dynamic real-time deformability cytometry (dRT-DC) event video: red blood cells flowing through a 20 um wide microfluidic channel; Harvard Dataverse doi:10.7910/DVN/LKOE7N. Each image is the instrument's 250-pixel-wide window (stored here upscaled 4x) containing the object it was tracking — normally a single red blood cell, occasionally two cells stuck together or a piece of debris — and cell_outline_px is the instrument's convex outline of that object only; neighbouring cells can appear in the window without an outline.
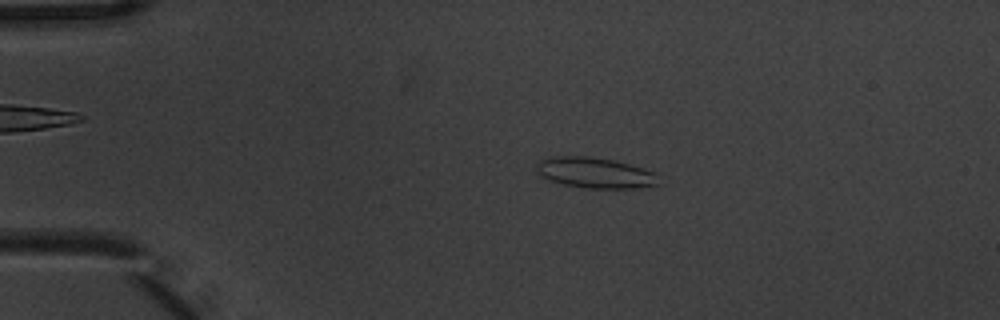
{"species": "common noctule bat (a hibernating species)", "species_latin": "Nyctalus noctula", "temperature_condition": "warm", "stored_images_in_passage": 5, "camera_frame_rate_fps": 3000, "um_per_image_px": 0.085, "animal": {"sex": "male", "body_mass_g": 20.1, "forearm_length_mm": 53.5}, "frame": {"image": 1, "passage_image": 2, "time_ms": 0.333, "image_size_px": [1000, 320], "cell_outline_px": [[656, 184], [632, 188], [584, 188], [564, 184], [548, 180], [540, 176], [536, 172], [536, 164], [540, 160], [548, 156], [588, 156], [612, 160], [628, 164], [656, 172]], "centroid_in_image_um": [50.47, 14.67], "position_along_channel_um": 34.5, "area_um2": 21.68}}
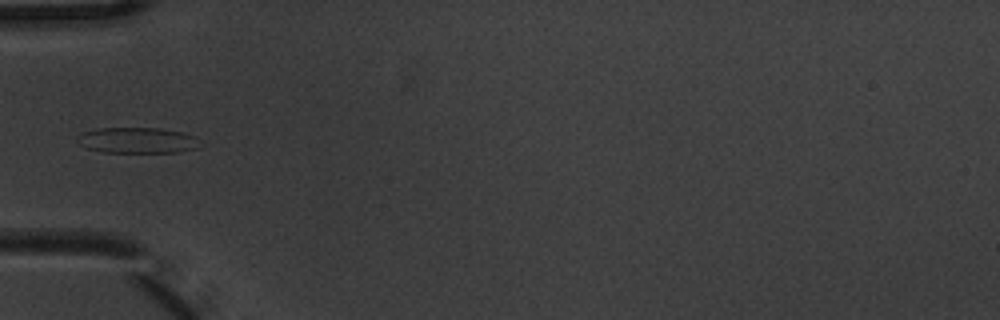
{"frame": {"image": 2, "passage_image": 4, "time_ms": 1.0, "image_size_px": [1000, 320], "cell_outline_px": [[196, 148], [176, 152], [104, 152], [88, 148], [80, 144], [76, 140], [76, 136], [80, 132], [96, 128], [160, 128], [180, 132], [196, 136]], "centroid_in_image_um": [11.58, 11.91], "position_along_channel_um": 73.4, "area_um2": 18.26}}
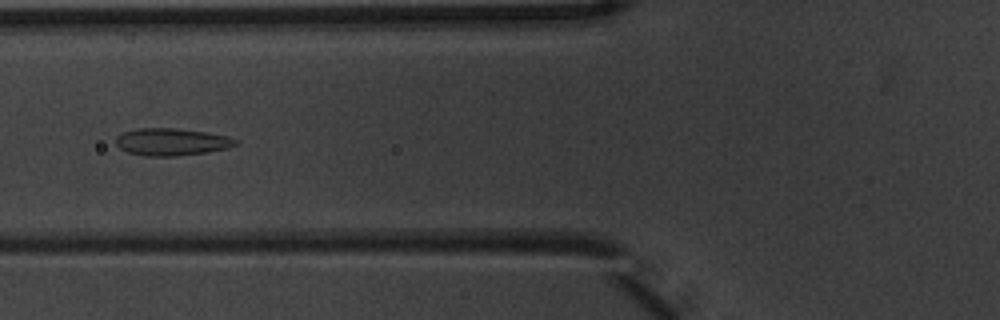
{"frame": {"image": 3, "passage_image": 5, "time_ms": 1.333, "image_size_px": [1000, 320], "cell_outline_px": [[240, 144], [228, 148], [208, 152], [176, 156], [144, 156], [128, 152], [120, 148], [116, 144], [116, 136], [124, 132], [136, 128], [172, 128], [204, 132], [228, 136], [240, 140]], "centroid_in_image_um": [14.62, 12.06], "position_along_channel_um": 111.2, "area_um2": 19.13}}